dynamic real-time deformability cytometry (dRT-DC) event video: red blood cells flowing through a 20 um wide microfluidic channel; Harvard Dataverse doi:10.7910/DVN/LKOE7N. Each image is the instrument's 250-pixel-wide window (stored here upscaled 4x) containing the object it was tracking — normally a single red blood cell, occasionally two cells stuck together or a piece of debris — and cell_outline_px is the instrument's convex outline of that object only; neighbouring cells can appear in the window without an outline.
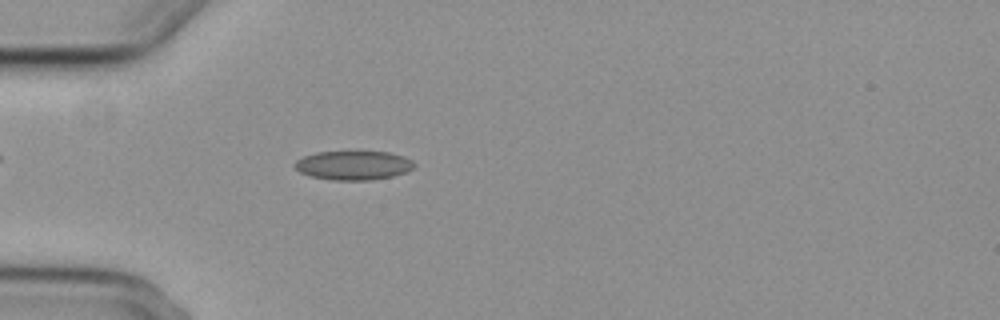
{"species": "common noctule bat (a hibernating species)", "species_latin": "Nyctalus noctula", "temperature_condition": "cold", "stored_images_in_passage": 5, "camera_frame_rate_fps": 3000, "um_per_image_px": 0.085, "animal": {"sex": "female", "body_mass_g": 29.2, "forearm_length_mm": 56.3}, "frame": {"image": 1, "passage_image": 5, "time_ms": 4.667, "image_size_px": [1000, 320], "cell_outline_px": [[416, 164], [408, 172], [392, 176], [372, 180], [332, 180], [312, 176], [300, 172], [292, 164], [296, 160], [304, 156], [316, 152], [388, 152], [404, 156], [412, 160]], "centroid_in_image_um": [30.05, 14.05], "position_along_channel_um": 54.9, "area_um2": 20.23}}